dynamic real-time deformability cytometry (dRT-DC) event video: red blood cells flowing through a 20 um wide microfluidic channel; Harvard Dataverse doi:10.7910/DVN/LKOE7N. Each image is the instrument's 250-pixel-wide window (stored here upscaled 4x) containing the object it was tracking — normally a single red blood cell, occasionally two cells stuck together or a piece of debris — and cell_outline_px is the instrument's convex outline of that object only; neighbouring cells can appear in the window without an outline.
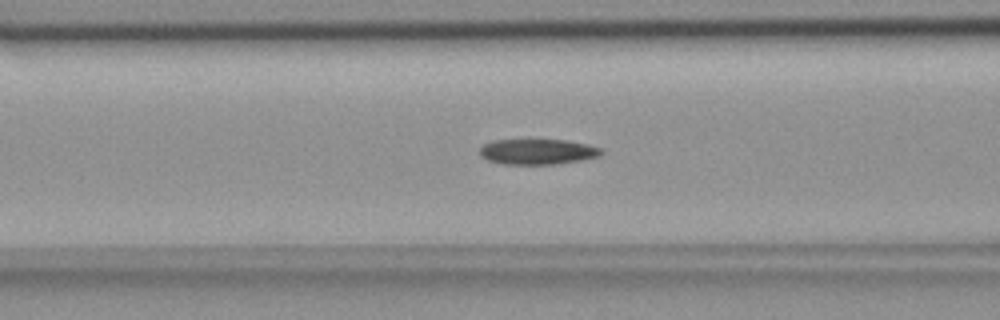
{"species": "common noctule bat (a hibernating species)", "species_latin": "Nyctalus noctula", "temperature_condition": "room temperature", "stored_images_in_passage": 55, "camera_frame_rate_fps": 3000, "um_per_image_px": 0.085, "animal": {"sex": "female", "body_mass_g": 18.4}, "frame": {"image": 1, "passage_image": 22, "time_ms": 7.0, "image_size_px": [1000, 320], "cell_outline_px": [[604, 152], [600, 156], [580, 160], [556, 164], [500, 164], [488, 160], [480, 156], [480, 148], [484, 144], [492, 140], [564, 140], [588, 144], [600, 148]], "centroid_in_image_um": [45.68, 12.9], "position_along_channel_um": 120.9, "area_um2": 18.03}}
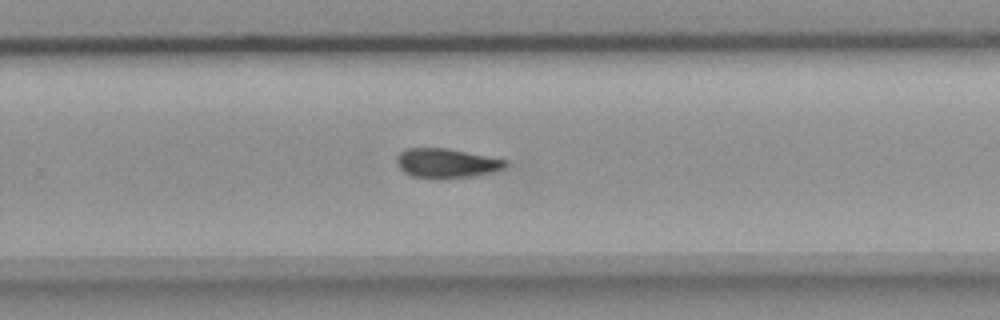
{"frame": {"image": 2, "passage_image": 36, "time_ms": 11.667, "image_size_px": [1000, 320], "cell_outline_px": [[508, 164], [504, 168], [492, 172], [476, 176], [412, 176], [404, 172], [396, 164], [396, 156], [400, 152], [408, 148], [448, 148], [508, 160]], "centroid_in_image_um": [37.97, 13.83], "position_along_channel_um": 291.8, "area_um2": 18.15}}
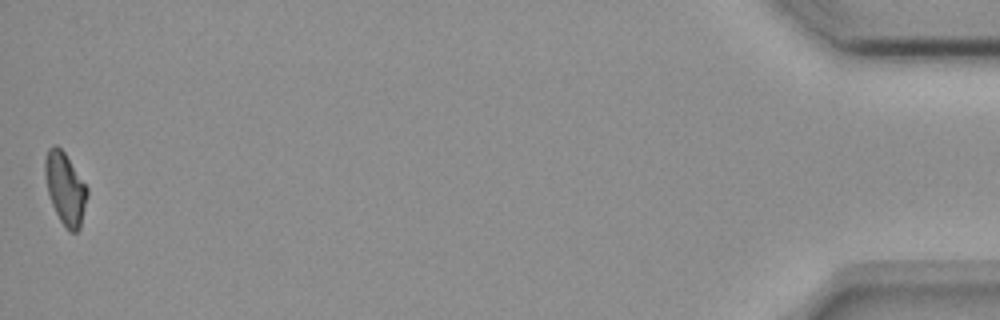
{"frame": {"image": 3, "passage_image": 55, "time_ms": 18.0, "image_size_px": [1000, 320], "cell_outline_px": [[88, 196], [80, 228], [76, 232], [68, 232], [60, 220], [52, 204], [48, 192], [44, 172], [44, 160], [48, 148], [52, 144], [56, 144], [64, 152], [88, 188]], "centroid_in_image_um": [5.54, 16.02], "position_along_channel_um": 429.7, "area_um2": 17.74}, "authors_computed_cell_mechanics": {"area_um2": 18.3226, "velocity_mm_per_s": 3.6734, "shape_relaxation_time_tau1_ms": 11.213, "shape_relaxation_time_tau2_ms": null, "deformation_change_tau1": 0.1952, "deformation_change_tau2": null}}